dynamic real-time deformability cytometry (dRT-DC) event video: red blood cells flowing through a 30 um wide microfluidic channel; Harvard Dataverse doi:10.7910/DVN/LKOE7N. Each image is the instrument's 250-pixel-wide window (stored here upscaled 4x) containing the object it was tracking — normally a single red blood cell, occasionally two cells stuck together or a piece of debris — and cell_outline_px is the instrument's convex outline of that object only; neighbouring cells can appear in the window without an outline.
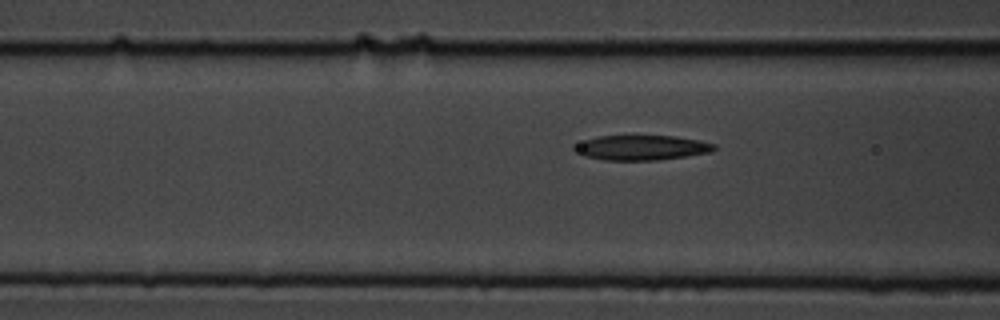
{"species": "common noctule bat (a hibernating species)", "species_latin": "Nyctalus noctula", "temperature_condition": "cold", "stored_images_in_passage": 8, "segment_of_instrument_passage": [2, 2], "camera_frame_rate_fps": 3000, "um_per_image_px": 0.085, "animal": {"sex": "male", "body_mass_g": 19.5, "forearm_length_mm": 54.6}, "frame": {"image": 1, "passage_image": 8, "time_ms": 2.333, "image_size_px": [1000, 320], "cell_outline_px": [[716, 148], [712, 152], [656, 160], [604, 160], [584, 156], [572, 148], [584, 140], [596, 136], [676, 136], [700, 140], [716, 144]], "centroid_in_image_um": [54.56, 12.54], "position_along_channel_um": 112.0, "area_um2": 20.17}}